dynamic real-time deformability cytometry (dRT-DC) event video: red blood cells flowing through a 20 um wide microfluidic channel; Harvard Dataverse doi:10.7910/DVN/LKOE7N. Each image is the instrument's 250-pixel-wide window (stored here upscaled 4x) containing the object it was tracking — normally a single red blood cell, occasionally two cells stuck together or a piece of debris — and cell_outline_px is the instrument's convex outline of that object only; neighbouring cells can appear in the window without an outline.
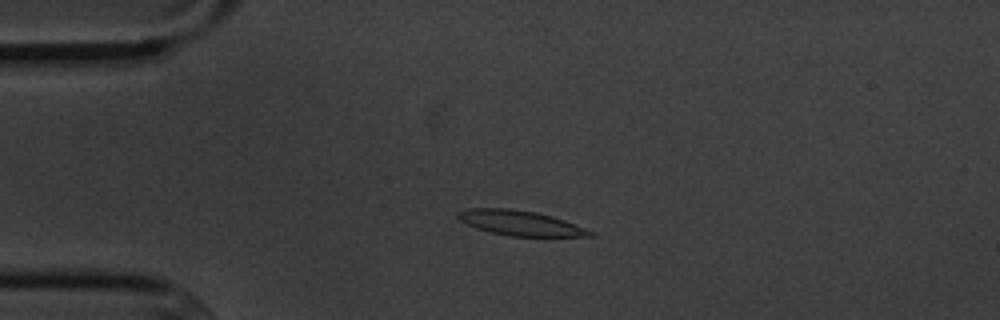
{"species": "common noctule bat (a hibernating species)", "species_latin": "Nyctalus noctula", "temperature_condition": "cold", "stored_images_in_passage": 4, "camera_frame_rate_fps": 3000, "um_per_image_px": 0.085, "animal": {"sex": "male", "body_mass_g": 20.1, "forearm_length_mm": 53.5}, "frame": {"image": 1, "passage_image": 2, "time_ms": 1.0, "image_size_px": [1000, 320], "cell_outline_px": [[596, 236], [508, 236], [476, 228], [460, 220], [456, 216], [456, 212], [468, 208], [508, 208], [536, 212], [552, 216], [564, 220], [596, 232]], "centroid_in_image_um": [44.23, 18.95], "position_along_channel_um": 40.8, "area_um2": 19.19}}
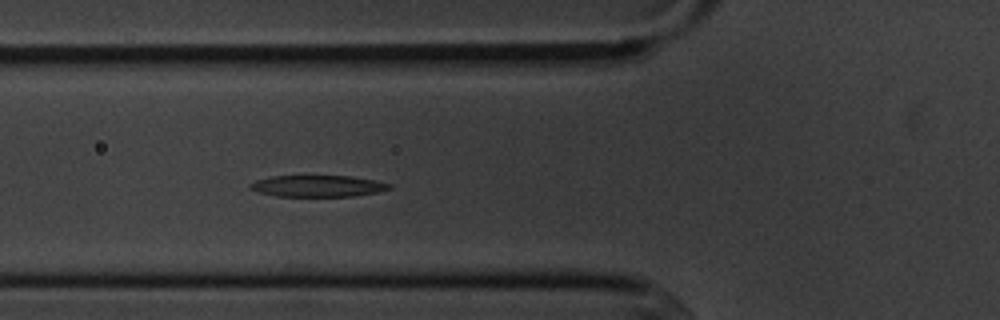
{"frame": {"image": 2, "passage_image": 4, "time_ms": 3.333, "image_size_px": [1000, 320], "cell_outline_px": [[392, 188], [380, 192], [352, 196], [276, 196], [260, 192], [248, 188], [248, 184], [256, 180], [272, 176], [352, 176], [376, 180], [392, 184]], "centroid_in_image_um": [27.04, 15.81], "position_along_channel_um": 98.8, "area_um2": 17.51}}